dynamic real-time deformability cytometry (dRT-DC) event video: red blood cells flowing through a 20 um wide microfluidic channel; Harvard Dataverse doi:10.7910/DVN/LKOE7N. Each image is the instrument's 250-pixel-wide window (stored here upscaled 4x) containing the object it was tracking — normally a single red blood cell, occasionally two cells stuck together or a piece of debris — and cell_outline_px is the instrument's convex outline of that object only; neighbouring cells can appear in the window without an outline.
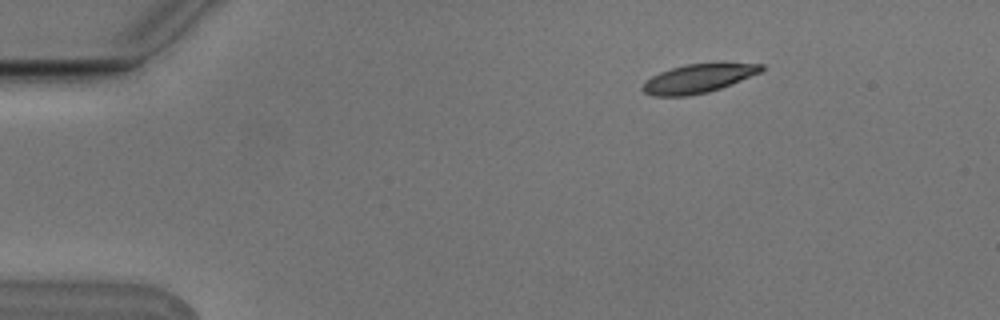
{"species": "Egyptian fruit bat (a non-hibernating species)", "species_latin": "Rousettus aegyptiacus", "temperature_condition": "cold", "stored_images_in_passage": 8, "camera_frame_rate_fps": 3000, "um_per_image_px": 0.085, "animal": {"sex": "male"}, "frame": {"image": 1, "passage_image": 3, "time_ms": 0.667, "image_size_px": [1000, 320], "cell_outline_px": [[764, 68], [760, 72], [732, 84], [708, 92], [688, 96], [652, 96], [644, 92], [640, 88], [652, 76], [660, 72], [672, 68], [688, 64], [764, 64]], "centroid_in_image_um": [59.31, 6.69], "position_along_channel_um": 25.7, "area_um2": 19.42}}
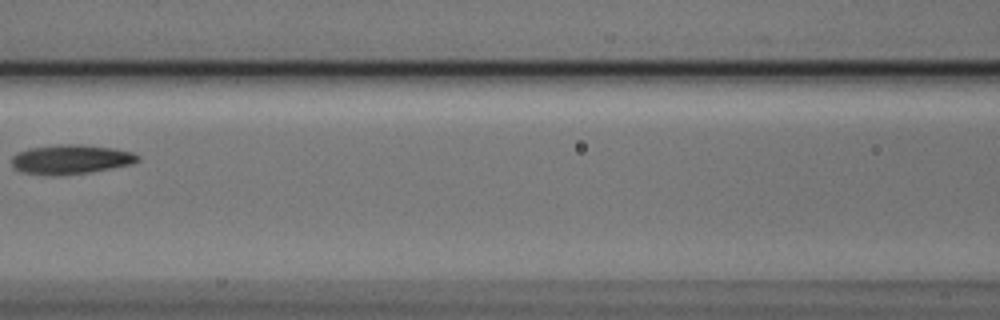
{"frame": {"image": 2, "passage_image": 7, "time_ms": 2.0, "image_size_px": [1000, 320], "cell_outline_px": [[140, 160], [132, 164], [112, 168], [88, 172], [24, 172], [12, 168], [12, 156], [16, 152], [28, 148], [60, 144], [80, 144], [112, 148], [132, 152], [140, 156]], "centroid_in_image_um": [6.06, 13.48], "position_along_channel_um": 160.5, "area_um2": 20.75}}
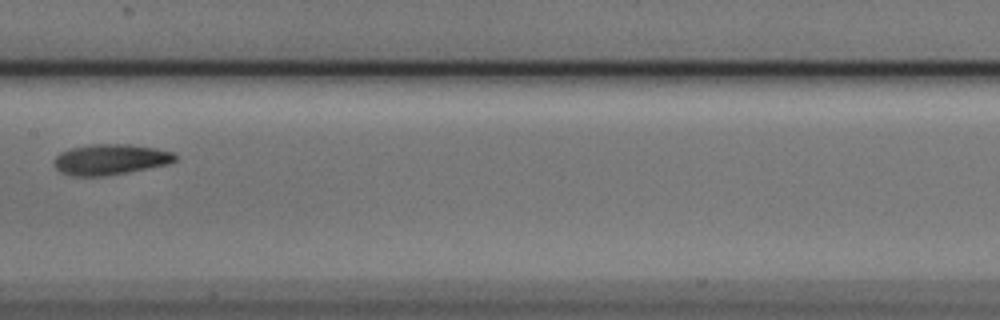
{"frame": {"image": 3, "passage_image": 8, "time_ms": 2.333, "image_size_px": [1000, 320], "cell_outline_px": [[176, 160], [168, 164], [128, 172], [104, 176], [72, 176], [60, 172], [56, 168], [56, 156], [60, 152], [72, 148], [92, 144], [128, 144], [156, 148], [172, 152], [176, 156]], "centroid_in_image_um": [9.39, 13.55], "position_along_channel_um": 198.0, "area_um2": 21.44}}